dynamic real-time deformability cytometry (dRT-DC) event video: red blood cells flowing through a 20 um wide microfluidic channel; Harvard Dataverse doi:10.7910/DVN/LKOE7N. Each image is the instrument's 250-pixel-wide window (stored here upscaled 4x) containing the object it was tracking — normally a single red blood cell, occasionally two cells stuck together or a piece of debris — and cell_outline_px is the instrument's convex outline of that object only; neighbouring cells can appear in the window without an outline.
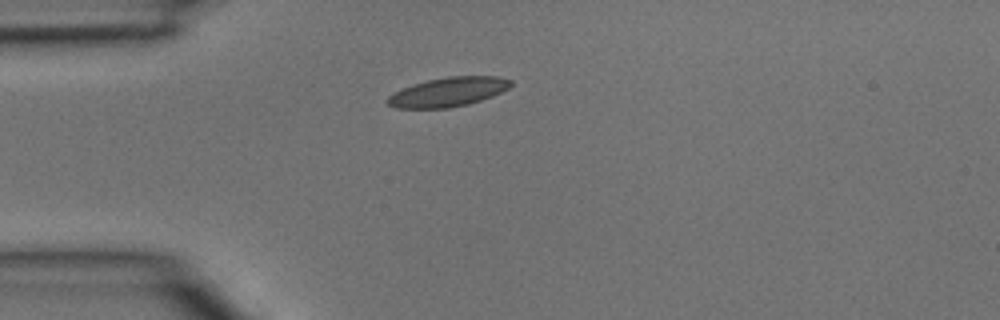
{"species": "common noctule bat (a hibernating species)", "species_latin": "Nyctalus noctula", "temperature_condition": "room temperature", "stored_images_in_passage": 1, "camera_frame_rate_fps": 3000, "um_per_image_px": 0.085, "animal": {"sex": "male", "body_mass_g": 15.6}, "frame": {"image": 1, "passage_image": 1, "time_ms": 0.0, "image_size_px": [1000, 320], "cell_outline_px": [[512, 84], [508, 88], [492, 96], [468, 104], [448, 108], [396, 108], [388, 104], [384, 100], [392, 92], [412, 84], [428, 80], [448, 76], [496, 76], [512, 80]], "centroid_in_image_um": [38.04, 7.81], "position_along_channel_um": 47.0, "area_um2": 21.04}}